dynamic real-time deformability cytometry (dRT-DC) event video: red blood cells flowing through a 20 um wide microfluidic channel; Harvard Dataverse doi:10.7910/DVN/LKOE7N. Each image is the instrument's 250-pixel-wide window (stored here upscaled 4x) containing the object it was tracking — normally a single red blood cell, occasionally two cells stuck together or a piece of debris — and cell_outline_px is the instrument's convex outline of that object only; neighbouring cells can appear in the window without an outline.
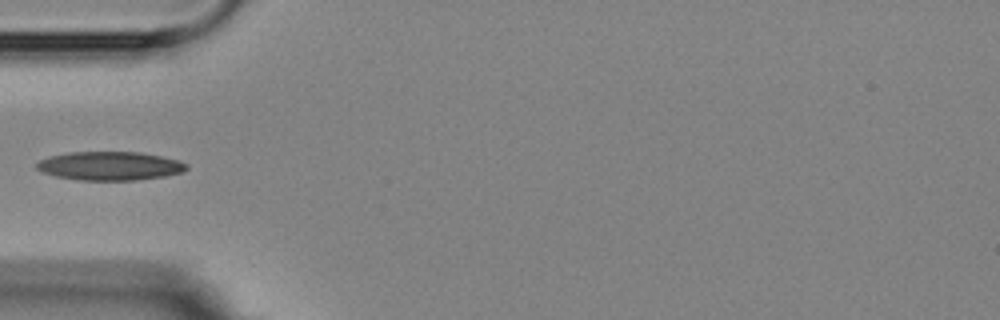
{"species": "Egyptian fruit bat (a non-hibernating species)", "species_latin": "Rousettus aegyptiacus", "temperature_condition": "room temperature", "stored_images_in_passage": 7, "camera_frame_rate_fps": 3000, "um_per_image_px": 0.085, "animal": {"sex": "female"}, "frame": {"image": 1, "passage_image": 6, "time_ms": 5.667, "image_size_px": [1000, 320], "cell_outline_px": [[188, 168], [184, 172], [164, 176], [136, 180], [80, 180], [56, 176], [44, 172], [36, 168], [36, 164], [40, 160], [48, 156], [68, 152], [140, 152], [180, 160], [188, 164]], "centroid_in_image_um": [9.37, 14.1], "position_along_channel_um": 75.6, "area_um2": 25.09}}
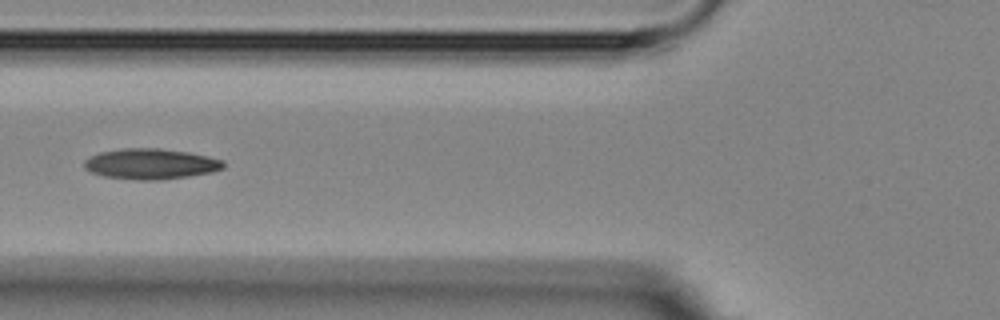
{"frame": {"image": 2, "passage_image": 7, "time_ms": 6.667, "image_size_px": [1000, 320], "cell_outline_px": [[224, 168], [212, 172], [188, 176], [156, 180], [140, 180], [104, 176], [92, 172], [84, 168], [84, 160], [100, 152], [120, 148], [160, 148], [188, 152], [208, 156], [224, 160]], "centroid_in_image_um": [12.82, 13.92], "position_along_channel_um": 113.0, "area_um2": 24.74}}